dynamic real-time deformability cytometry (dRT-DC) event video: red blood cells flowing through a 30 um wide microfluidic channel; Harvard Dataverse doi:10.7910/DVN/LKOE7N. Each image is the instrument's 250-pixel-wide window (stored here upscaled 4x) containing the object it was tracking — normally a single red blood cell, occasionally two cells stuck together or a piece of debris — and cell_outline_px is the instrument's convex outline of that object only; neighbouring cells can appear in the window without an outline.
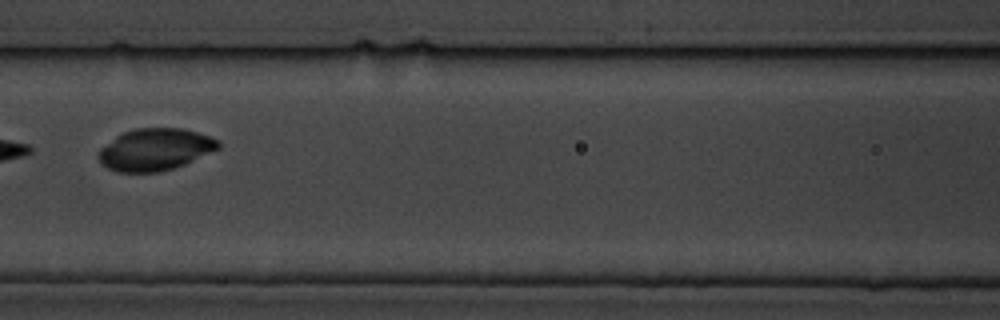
{"species": "common noctule bat (a hibernating species)", "species_latin": "Nyctalus noctula", "temperature_condition": "cold", "stored_images_in_passage": 11, "camera_frame_rate_fps": 3000, "um_per_image_px": 0.085, "animal": {"sex": "male", "body_mass_g": 19.5, "forearm_length_mm": 54.6}, "frame": {"image": 1, "passage_image": 7, "time_ms": 7.667, "image_size_px": [1000, 320], "cell_outline_px": [[220, 148], [184, 164], [160, 172], [116, 172], [108, 168], [100, 160], [100, 148], [116, 136], [124, 132], [136, 128], [184, 128], [220, 140]], "centroid_in_image_um": [13.2, 12.7], "position_along_channel_um": 153.4, "area_um2": 29.02}}
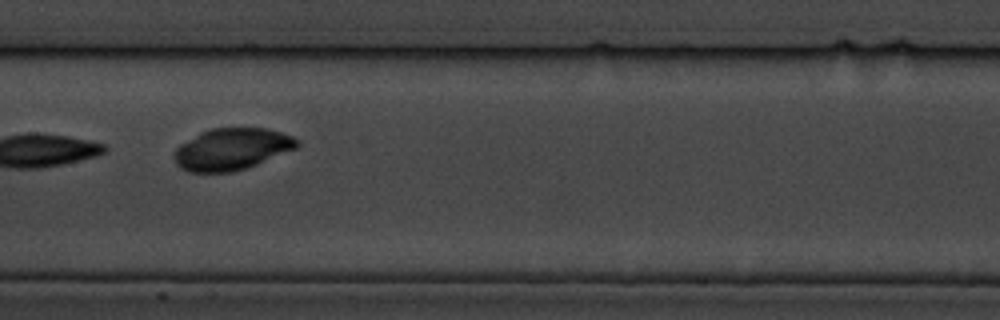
{"frame": {"image": 2, "passage_image": 8, "time_ms": 8.667, "image_size_px": [1000, 320], "cell_outline_px": [[300, 144], [296, 148], [256, 164], [232, 172], [188, 172], [180, 168], [176, 164], [172, 156], [176, 148], [180, 144], [200, 132], [212, 128], [268, 128], [292, 136], [300, 140]], "centroid_in_image_um": [19.67, 12.67], "position_along_channel_um": 187.7, "area_um2": 29.88}}
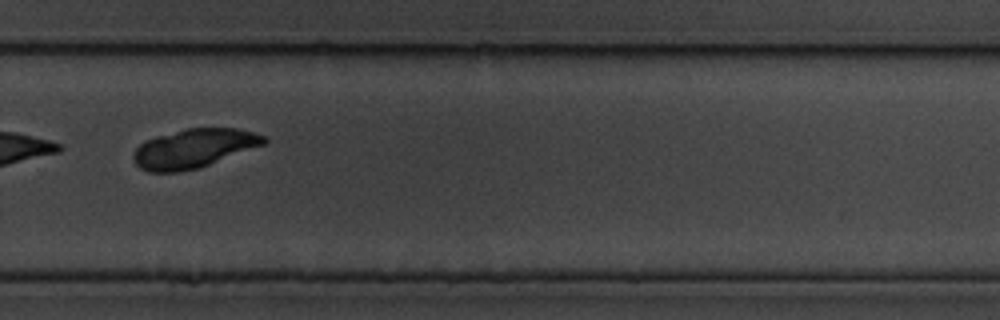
{"frame": {"image": 3, "passage_image": 11, "time_ms": 12.333, "image_size_px": [1000, 320], "cell_outline_px": [[268, 140], [264, 144], [208, 164], [196, 168], [176, 172], [148, 172], [140, 168], [132, 160], [132, 152], [144, 140], [156, 136], [184, 128], [236, 128], [256, 132], [264, 136]], "centroid_in_image_um": [16.41, 12.6], "position_along_channel_um": 313.4, "area_um2": 29.54}}